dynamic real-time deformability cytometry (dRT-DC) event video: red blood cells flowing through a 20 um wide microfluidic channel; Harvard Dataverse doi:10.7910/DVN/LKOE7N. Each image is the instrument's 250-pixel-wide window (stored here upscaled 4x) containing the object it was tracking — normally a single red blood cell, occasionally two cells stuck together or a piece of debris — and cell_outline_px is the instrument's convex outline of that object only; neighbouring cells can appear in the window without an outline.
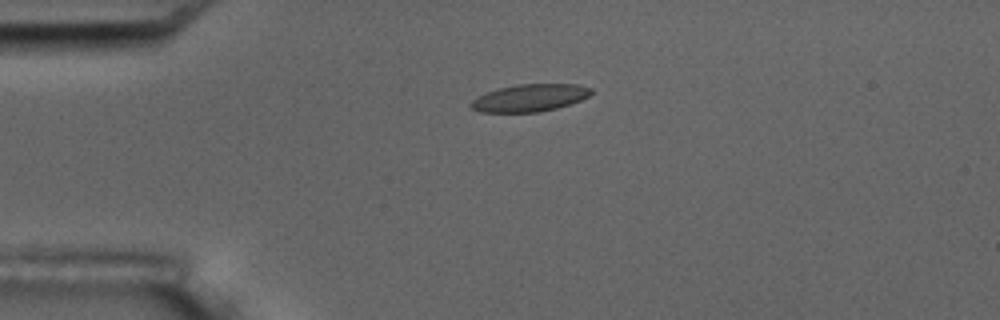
{"species": "common noctule bat (a hibernating species)", "species_latin": "Nyctalus noctula", "temperature_condition": "room temperature", "stored_images_in_passage": 6, "camera_frame_rate_fps": 3000, "um_per_image_px": 0.085, "animal": {"sex": "male", "body_mass_g": 17.5, "forearm_length_mm": 52.3}, "frame": {"image": 1, "passage_image": 4, "time_ms": 3.667, "image_size_px": [1000, 320], "cell_outline_px": [[592, 92], [588, 96], [580, 100], [556, 108], [540, 112], [480, 112], [468, 108], [468, 104], [472, 100], [496, 88], [516, 84], [576, 84], [592, 88]], "centroid_in_image_um": [44.98, 8.32], "position_along_channel_um": 40.0, "area_um2": 19.19}}